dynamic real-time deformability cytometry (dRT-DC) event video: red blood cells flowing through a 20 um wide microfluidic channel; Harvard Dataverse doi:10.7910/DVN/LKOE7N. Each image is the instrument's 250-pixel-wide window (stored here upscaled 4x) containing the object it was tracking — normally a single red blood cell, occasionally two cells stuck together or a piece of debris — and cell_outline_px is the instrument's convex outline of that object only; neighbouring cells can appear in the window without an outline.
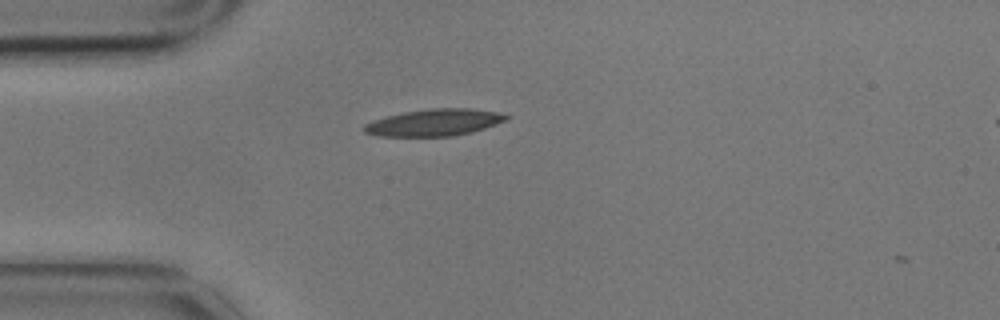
{"species": "common noctule bat (a hibernating species)", "species_latin": "Nyctalus noctula", "temperature_condition": "cold", "stored_images_in_passage": 1, "camera_frame_rate_fps": 3000, "um_per_image_px": 0.085, "animal": {"sex": "male", "body_mass_g": 17.9}, "frame": {"image": 1, "passage_image": 1, "time_ms": 0.0, "image_size_px": [1000, 320], "cell_outline_px": [[508, 120], [472, 132], [452, 136], [380, 136], [364, 132], [364, 124], [372, 120], [404, 112], [432, 108], [472, 108], [496, 112], [508, 116]], "centroid_in_image_um": [36.92, 10.41], "position_along_channel_um": 48.1, "area_um2": 22.08}}